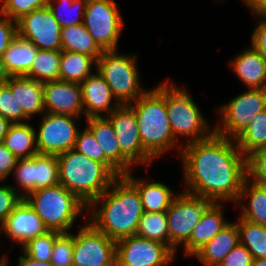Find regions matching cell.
<instances>
[{
  "label": "cell",
  "mask_w": 266,
  "mask_h": 266,
  "mask_svg": "<svg viewBox=\"0 0 266 266\" xmlns=\"http://www.w3.org/2000/svg\"><path fill=\"white\" fill-rule=\"evenodd\" d=\"M179 154L186 192L215 203H237L247 178V158L235 140L214 132L205 140L185 144Z\"/></svg>",
  "instance_id": "cell-1"
},
{
  "label": "cell",
  "mask_w": 266,
  "mask_h": 266,
  "mask_svg": "<svg viewBox=\"0 0 266 266\" xmlns=\"http://www.w3.org/2000/svg\"><path fill=\"white\" fill-rule=\"evenodd\" d=\"M100 201L102 205L94 209ZM88 210L92 211L89 212L90 223L114 241L134 236L144 214L137 188L124 175L117 177L112 185L88 206Z\"/></svg>",
  "instance_id": "cell-2"
},
{
  "label": "cell",
  "mask_w": 266,
  "mask_h": 266,
  "mask_svg": "<svg viewBox=\"0 0 266 266\" xmlns=\"http://www.w3.org/2000/svg\"><path fill=\"white\" fill-rule=\"evenodd\" d=\"M129 106L137 118L142 147L152 159L177 144L167 115L162 85L147 90Z\"/></svg>",
  "instance_id": "cell-3"
},
{
  "label": "cell",
  "mask_w": 266,
  "mask_h": 266,
  "mask_svg": "<svg viewBox=\"0 0 266 266\" xmlns=\"http://www.w3.org/2000/svg\"><path fill=\"white\" fill-rule=\"evenodd\" d=\"M58 157L59 182L89 206L117 176L103 163L71 149Z\"/></svg>",
  "instance_id": "cell-4"
},
{
  "label": "cell",
  "mask_w": 266,
  "mask_h": 266,
  "mask_svg": "<svg viewBox=\"0 0 266 266\" xmlns=\"http://www.w3.org/2000/svg\"><path fill=\"white\" fill-rule=\"evenodd\" d=\"M48 230L67 232L88 206L63 185L32 191L24 198Z\"/></svg>",
  "instance_id": "cell-5"
},
{
  "label": "cell",
  "mask_w": 266,
  "mask_h": 266,
  "mask_svg": "<svg viewBox=\"0 0 266 266\" xmlns=\"http://www.w3.org/2000/svg\"><path fill=\"white\" fill-rule=\"evenodd\" d=\"M161 85L165 88V105L175 140L181 136L190 139L183 144L184 146L209 138L214 129L209 130L208 121L202 116L198 105L187 90L168 81Z\"/></svg>",
  "instance_id": "cell-6"
},
{
  "label": "cell",
  "mask_w": 266,
  "mask_h": 266,
  "mask_svg": "<svg viewBox=\"0 0 266 266\" xmlns=\"http://www.w3.org/2000/svg\"><path fill=\"white\" fill-rule=\"evenodd\" d=\"M137 55L119 54L118 50L103 51L95 69L109 85L120 105H129L139 99L147 89L140 85L136 63Z\"/></svg>",
  "instance_id": "cell-7"
},
{
  "label": "cell",
  "mask_w": 266,
  "mask_h": 266,
  "mask_svg": "<svg viewBox=\"0 0 266 266\" xmlns=\"http://www.w3.org/2000/svg\"><path fill=\"white\" fill-rule=\"evenodd\" d=\"M221 125L214 132L235 140L261 111L266 109V89H249L218 107Z\"/></svg>",
  "instance_id": "cell-8"
},
{
  "label": "cell",
  "mask_w": 266,
  "mask_h": 266,
  "mask_svg": "<svg viewBox=\"0 0 266 266\" xmlns=\"http://www.w3.org/2000/svg\"><path fill=\"white\" fill-rule=\"evenodd\" d=\"M210 200L182 191L176 195L166 211L169 232V248L175 253L176 247L184 245L193 229L199 223L204 211L212 204Z\"/></svg>",
  "instance_id": "cell-9"
},
{
  "label": "cell",
  "mask_w": 266,
  "mask_h": 266,
  "mask_svg": "<svg viewBox=\"0 0 266 266\" xmlns=\"http://www.w3.org/2000/svg\"><path fill=\"white\" fill-rule=\"evenodd\" d=\"M84 25L103 51L117 50L124 25L115 0H87Z\"/></svg>",
  "instance_id": "cell-10"
},
{
  "label": "cell",
  "mask_w": 266,
  "mask_h": 266,
  "mask_svg": "<svg viewBox=\"0 0 266 266\" xmlns=\"http://www.w3.org/2000/svg\"><path fill=\"white\" fill-rule=\"evenodd\" d=\"M88 223L73 234V265L116 266V241Z\"/></svg>",
  "instance_id": "cell-11"
},
{
  "label": "cell",
  "mask_w": 266,
  "mask_h": 266,
  "mask_svg": "<svg viewBox=\"0 0 266 266\" xmlns=\"http://www.w3.org/2000/svg\"><path fill=\"white\" fill-rule=\"evenodd\" d=\"M36 133L38 154L58 156L74 149L79 128L77 117L54 113H43Z\"/></svg>",
  "instance_id": "cell-12"
},
{
  "label": "cell",
  "mask_w": 266,
  "mask_h": 266,
  "mask_svg": "<svg viewBox=\"0 0 266 266\" xmlns=\"http://www.w3.org/2000/svg\"><path fill=\"white\" fill-rule=\"evenodd\" d=\"M174 254L167 245L137 235L116 241V266H162Z\"/></svg>",
  "instance_id": "cell-13"
},
{
  "label": "cell",
  "mask_w": 266,
  "mask_h": 266,
  "mask_svg": "<svg viewBox=\"0 0 266 266\" xmlns=\"http://www.w3.org/2000/svg\"><path fill=\"white\" fill-rule=\"evenodd\" d=\"M14 176L18 186L24 191L23 198L32 191L56 186L60 184L58 157L37 154L34 157L18 159Z\"/></svg>",
  "instance_id": "cell-14"
},
{
  "label": "cell",
  "mask_w": 266,
  "mask_h": 266,
  "mask_svg": "<svg viewBox=\"0 0 266 266\" xmlns=\"http://www.w3.org/2000/svg\"><path fill=\"white\" fill-rule=\"evenodd\" d=\"M17 22V35L38 49L61 50V26L48 7L33 10Z\"/></svg>",
  "instance_id": "cell-15"
},
{
  "label": "cell",
  "mask_w": 266,
  "mask_h": 266,
  "mask_svg": "<svg viewBox=\"0 0 266 266\" xmlns=\"http://www.w3.org/2000/svg\"><path fill=\"white\" fill-rule=\"evenodd\" d=\"M106 117L113 125L121 152L133 164L144 163L149 166L153 159L142 147L134 110L129 105H120Z\"/></svg>",
  "instance_id": "cell-16"
},
{
  "label": "cell",
  "mask_w": 266,
  "mask_h": 266,
  "mask_svg": "<svg viewBox=\"0 0 266 266\" xmlns=\"http://www.w3.org/2000/svg\"><path fill=\"white\" fill-rule=\"evenodd\" d=\"M45 112L78 117L84 114L80 83L48 81L43 83Z\"/></svg>",
  "instance_id": "cell-17"
},
{
  "label": "cell",
  "mask_w": 266,
  "mask_h": 266,
  "mask_svg": "<svg viewBox=\"0 0 266 266\" xmlns=\"http://www.w3.org/2000/svg\"><path fill=\"white\" fill-rule=\"evenodd\" d=\"M0 227L10 240L22 246L49 231L24 198Z\"/></svg>",
  "instance_id": "cell-18"
},
{
  "label": "cell",
  "mask_w": 266,
  "mask_h": 266,
  "mask_svg": "<svg viewBox=\"0 0 266 266\" xmlns=\"http://www.w3.org/2000/svg\"><path fill=\"white\" fill-rule=\"evenodd\" d=\"M80 85L86 119L102 117L103 114L101 112H106V116H108L120 106L118 102L113 104L112 100L115 98L112 95L111 89L97 70L96 73L91 74Z\"/></svg>",
  "instance_id": "cell-19"
},
{
  "label": "cell",
  "mask_w": 266,
  "mask_h": 266,
  "mask_svg": "<svg viewBox=\"0 0 266 266\" xmlns=\"http://www.w3.org/2000/svg\"><path fill=\"white\" fill-rule=\"evenodd\" d=\"M87 128L104 151L105 157L124 175L132 162L121 152L114 128L106 116L87 118Z\"/></svg>",
  "instance_id": "cell-20"
},
{
  "label": "cell",
  "mask_w": 266,
  "mask_h": 266,
  "mask_svg": "<svg viewBox=\"0 0 266 266\" xmlns=\"http://www.w3.org/2000/svg\"><path fill=\"white\" fill-rule=\"evenodd\" d=\"M223 214L222 206L215 202L204 211L189 240L182 246L187 256H193L229 223Z\"/></svg>",
  "instance_id": "cell-21"
},
{
  "label": "cell",
  "mask_w": 266,
  "mask_h": 266,
  "mask_svg": "<svg viewBox=\"0 0 266 266\" xmlns=\"http://www.w3.org/2000/svg\"><path fill=\"white\" fill-rule=\"evenodd\" d=\"M231 61L237 77L248 89H266V60L252 46Z\"/></svg>",
  "instance_id": "cell-22"
},
{
  "label": "cell",
  "mask_w": 266,
  "mask_h": 266,
  "mask_svg": "<svg viewBox=\"0 0 266 266\" xmlns=\"http://www.w3.org/2000/svg\"><path fill=\"white\" fill-rule=\"evenodd\" d=\"M15 93L17 105L30 119L33 115L45 113L43 83L25 76L11 77L5 83Z\"/></svg>",
  "instance_id": "cell-23"
},
{
  "label": "cell",
  "mask_w": 266,
  "mask_h": 266,
  "mask_svg": "<svg viewBox=\"0 0 266 266\" xmlns=\"http://www.w3.org/2000/svg\"><path fill=\"white\" fill-rule=\"evenodd\" d=\"M240 244L239 229L231 221L193 256L206 266H218L224 257Z\"/></svg>",
  "instance_id": "cell-24"
},
{
  "label": "cell",
  "mask_w": 266,
  "mask_h": 266,
  "mask_svg": "<svg viewBox=\"0 0 266 266\" xmlns=\"http://www.w3.org/2000/svg\"><path fill=\"white\" fill-rule=\"evenodd\" d=\"M124 176L137 188L144 212H166L178 195L177 193L173 194L172 190L161 182H147L143 179H137L130 172Z\"/></svg>",
  "instance_id": "cell-25"
},
{
  "label": "cell",
  "mask_w": 266,
  "mask_h": 266,
  "mask_svg": "<svg viewBox=\"0 0 266 266\" xmlns=\"http://www.w3.org/2000/svg\"><path fill=\"white\" fill-rule=\"evenodd\" d=\"M37 51L34 44L17 35L2 57L11 77L26 76Z\"/></svg>",
  "instance_id": "cell-26"
},
{
  "label": "cell",
  "mask_w": 266,
  "mask_h": 266,
  "mask_svg": "<svg viewBox=\"0 0 266 266\" xmlns=\"http://www.w3.org/2000/svg\"><path fill=\"white\" fill-rule=\"evenodd\" d=\"M246 178L236 204L249 199L247 205L241 206L240 217L254 224L266 226V187L249 182ZM245 198V199H244Z\"/></svg>",
  "instance_id": "cell-27"
},
{
  "label": "cell",
  "mask_w": 266,
  "mask_h": 266,
  "mask_svg": "<svg viewBox=\"0 0 266 266\" xmlns=\"http://www.w3.org/2000/svg\"><path fill=\"white\" fill-rule=\"evenodd\" d=\"M36 131L30 124L12 123L3 144L18 158L34 157L38 154Z\"/></svg>",
  "instance_id": "cell-28"
},
{
  "label": "cell",
  "mask_w": 266,
  "mask_h": 266,
  "mask_svg": "<svg viewBox=\"0 0 266 266\" xmlns=\"http://www.w3.org/2000/svg\"><path fill=\"white\" fill-rule=\"evenodd\" d=\"M61 50L85 54L96 61L103 53L84 23L61 28Z\"/></svg>",
  "instance_id": "cell-29"
},
{
  "label": "cell",
  "mask_w": 266,
  "mask_h": 266,
  "mask_svg": "<svg viewBox=\"0 0 266 266\" xmlns=\"http://www.w3.org/2000/svg\"><path fill=\"white\" fill-rule=\"evenodd\" d=\"M97 61L88 55L61 50L60 80L81 83L91 74V67Z\"/></svg>",
  "instance_id": "cell-30"
},
{
  "label": "cell",
  "mask_w": 266,
  "mask_h": 266,
  "mask_svg": "<svg viewBox=\"0 0 266 266\" xmlns=\"http://www.w3.org/2000/svg\"><path fill=\"white\" fill-rule=\"evenodd\" d=\"M61 50L38 49L25 77L45 83L60 80Z\"/></svg>",
  "instance_id": "cell-31"
},
{
  "label": "cell",
  "mask_w": 266,
  "mask_h": 266,
  "mask_svg": "<svg viewBox=\"0 0 266 266\" xmlns=\"http://www.w3.org/2000/svg\"><path fill=\"white\" fill-rule=\"evenodd\" d=\"M235 143L245 157L266 146V109L256 115Z\"/></svg>",
  "instance_id": "cell-32"
},
{
  "label": "cell",
  "mask_w": 266,
  "mask_h": 266,
  "mask_svg": "<svg viewBox=\"0 0 266 266\" xmlns=\"http://www.w3.org/2000/svg\"><path fill=\"white\" fill-rule=\"evenodd\" d=\"M240 244L254 259L266 258V226L251 223L241 217L237 220Z\"/></svg>",
  "instance_id": "cell-33"
},
{
  "label": "cell",
  "mask_w": 266,
  "mask_h": 266,
  "mask_svg": "<svg viewBox=\"0 0 266 266\" xmlns=\"http://www.w3.org/2000/svg\"><path fill=\"white\" fill-rule=\"evenodd\" d=\"M135 235L161 242L169 247V232L166 212H144L139 221Z\"/></svg>",
  "instance_id": "cell-34"
},
{
  "label": "cell",
  "mask_w": 266,
  "mask_h": 266,
  "mask_svg": "<svg viewBox=\"0 0 266 266\" xmlns=\"http://www.w3.org/2000/svg\"><path fill=\"white\" fill-rule=\"evenodd\" d=\"M87 0H49L47 7L52 12L61 28L84 23V12ZM65 13L63 14V8ZM64 15H62L60 13ZM81 18V19H80Z\"/></svg>",
  "instance_id": "cell-35"
},
{
  "label": "cell",
  "mask_w": 266,
  "mask_h": 266,
  "mask_svg": "<svg viewBox=\"0 0 266 266\" xmlns=\"http://www.w3.org/2000/svg\"><path fill=\"white\" fill-rule=\"evenodd\" d=\"M74 150L86 157L105 164L117 177L123 174L105 157L104 151L96 141L92 132L85 127L78 131Z\"/></svg>",
  "instance_id": "cell-36"
},
{
  "label": "cell",
  "mask_w": 266,
  "mask_h": 266,
  "mask_svg": "<svg viewBox=\"0 0 266 266\" xmlns=\"http://www.w3.org/2000/svg\"><path fill=\"white\" fill-rule=\"evenodd\" d=\"M59 231L49 230L43 235H39L29 240L22 246L23 252L34 260L50 261L56 237Z\"/></svg>",
  "instance_id": "cell-37"
},
{
  "label": "cell",
  "mask_w": 266,
  "mask_h": 266,
  "mask_svg": "<svg viewBox=\"0 0 266 266\" xmlns=\"http://www.w3.org/2000/svg\"><path fill=\"white\" fill-rule=\"evenodd\" d=\"M0 116L11 123H23V120H29L21 107L17 105L15 93H11L6 84L0 85Z\"/></svg>",
  "instance_id": "cell-38"
},
{
  "label": "cell",
  "mask_w": 266,
  "mask_h": 266,
  "mask_svg": "<svg viewBox=\"0 0 266 266\" xmlns=\"http://www.w3.org/2000/svg\"><path fill=\"white\" fill-rule=\"evenodd\" d=\"M50 262L53 266L73 265V233L61 232L56 237Z\"/></svg>",
  "instance_id": "cell-39"
},
{
  "label": "cell",
  "mask_w": 266,
  "mask_h": 266,
  "mask_svg": "<svg viewBox=\"0 0 266 266\" xmlns=\"http://www.w3.org/2000/svg\"><path fill=\"white\" fill-rule=\"evenodd\" d=\"M49 0H3L0 12L17 21L33 10L47 7Z\"/></svg>",
  "instance_id": "cell-40"
},
{
  "label": "cell",
  "mask_w": 266,
  "mask_h": 266,
  "mask_svg": "<svg viewBox=\"0 0 266 266\" xmlns=\"http://www.w3.org/2000/svg\"><path fill=\"white\" fill-rule=\"evenodd\" d=\"M247 158V178L257 185L266 187V146L262 147Z\"/></svg>",
  "instance_id": "cell-41"
},
{
  "label": "cell",
  "mask_w": 266,
  "mask_h": 266,
  "mask_svg": "<svg viewBox=\"0 0 266 266\" xmlns=\"http://www.w3.org/2000/svg\"><path fill=\"white\" fill-rule=\"evenodd\" d=\"M20 191L19 187L12 185L0 186V225L23 200V193H19Z\"/></svg>",
  "instance_id": "cell-42"
},
{
  "label": "cell",
  "mask_w": 266,
  "mask_h": 266,
  "mask_svg": "<svg viewBox=\"0 0 266 266\" xmlns=\"http://www.w3.org/2000/svg\"><path fill=\"white\" fill-rule=\"evenodd\" d=\"M0 58L17 36V22L0 12Z\"/></svg>",
  "instance_id": "cell-43"
},
{
  "label": "cell",
  "mask_w": 266,
  "mask_h": 266,
  "mask_svg": "<svg viewBox=\"0 0 266 266\" xmlns=\"http://www.w3.org/2000/svg\"><path fill=\"white\" fill-rule=\"evenodd\" d=\"M253 256L245 246L239 244L231 250L218 266H252Z\"/></svg>",
  "instance_id": "cell-44"
},
{
  "label": "cell",
  "mask_w": 266,
  "mask_h": 266,
  "mask_svg": "<svg viewBox=\"0 0 266 266\" xmlns=\"http://www.w3.org/2000/svg\"><path fill=\"white\" fill-rule=\"evenodd\" d=\"M18 158L2 143L0 144V181L13 172Z\"/></svg>",
  "instance_id": "cell-45"
},
{
  "label": "cell",
  "mask_w": 266,
  "mask_h": 266,
  "mask_svg": "<svg viewBox=\"0 0 266 266\" xmlns=\"http://www.w3.org/2000/svg\"><path fill=\"white\" fill-rule=\"evenodd\" d=\"M251 38V46L266 60V19H261Z\"/></svg>",
  "instance_id": "cell-46"
},
{
  "label": "cell",
  "mask_w": 266,
  "mask_h": 266,
  "mask_svg": "<svg viewBox=\"0 0 266 266\" xmlns=\"http://www.w3.org/2000/svg\"><path fill=\"white\" fill-rule=\"evenodd\" d=\"M255 16L266 19V0H242Z\"/></svg>",
  "instance_id": "cell-47"
},
{
  "label": "cell",
  "mask_w": 266,
  "mask_h": 266,
  "mask_svg": "<svg viewBox=\"0 0 266 266\" xmlns=\"http://www.w3.org/2000/svg\"><path fill=\"white\" fill-rule=\"evenodd\" d=\"M24 256L19 257V263L18 266H53L50 261H39L34 260L31 257L27 256L23 252Z\"/></svg>",
  "instance_id": "cell-48"
},
{
  "label": "cell",
  "mask_w": 266,
  "mask_h": 266,
  "mask_svg": "<svg viewBox=\"0 0 266 266\" xmlns=\"http://www.w3.org/2000/svg\"><path fill=\"white\" fill-rule=\"evenodd\" d=\"M11 122L0 116V144L3 143L4 137L11 126Z\"/></svg>",
  "instance_id": "cell-49"
},
{
  "label": "cell",
  "mask_w": 266,
  "mask_h": 266,
  "mask_svg": "<svg viewBox=\"0 0 266 266\" xmlns=\"http://www.w3.org/2000/svg\"><path fill=\"white\" fill-rule=\"evenodd\" d=\"M10 78L11 75L5 66L3 58H0V85H4Z\"/></svg>",
  "instance_id": "cell-50"
},
{
  "label": "cell",
  "mask_w": 266,
  "mask_h": 266,
  "mask_svg": "<svg viewBox=\"0 0 266 266\" xmlns=\"http://www.w3.org/2000/svg\"><path fill=\"white\" fill-rule=\"evenodd\" d=\"M252 266H266V258L254 259Z\"/></svg>",
  "instance_id": "cell-51"
},
{
  "label": "cell",
  "mask_w": 266,
  "mask_h": 266,
  "mask_svg": "<svg viewBox=\"0 0 266 266\" xmlns=\"http://www.w3.org/2000/svg\"><path fill=\"white\" fill-rule=\"evenodd\" d=\"M4 256L3 259L0 260V266H7L8 265V259Z\"/></svg>",
  "instance_id": "cell-52"
}]
</instances>
